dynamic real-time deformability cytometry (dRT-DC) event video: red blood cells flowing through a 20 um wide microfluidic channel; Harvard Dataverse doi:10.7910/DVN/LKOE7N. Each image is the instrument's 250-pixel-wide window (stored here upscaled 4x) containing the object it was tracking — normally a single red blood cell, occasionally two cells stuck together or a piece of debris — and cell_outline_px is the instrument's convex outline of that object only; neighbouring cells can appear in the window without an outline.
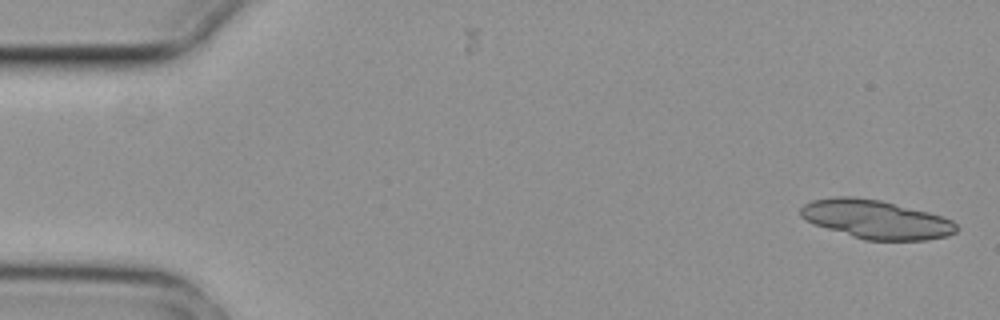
{"species": "common noctule bat (a hibernating species)", "species_latin": "Nyctalus noctula", "temperature_condition": "cold", "stored_images_in_passage": 3, "segment_of_instrument_passage": [2, 2], "camera_frame_rate_fps": 3000, "um_per_image_px": 0.085, "animal": {"sex": "female", "body_mass_g": 29.2, "forearm_length_mm": 56.3}, "frame": {"image": 1, "passage_image": 3, "time_ms": 0.667, "image_size_px": [1000, 320], "cell_outline_px": [[960, 228], [956, 232], [948, 236], [928, 240], [864, 240], [812, 224], [800, 216], [800, 208], [804, 204], [812, 200], [832, 196], [852, 196], [880, 200], [944, 216], [952, 220]], "centroid_in_image_um": [74.46, 18.65], "position_along_channel_um": 10.5, "area_um2": 35.43}}